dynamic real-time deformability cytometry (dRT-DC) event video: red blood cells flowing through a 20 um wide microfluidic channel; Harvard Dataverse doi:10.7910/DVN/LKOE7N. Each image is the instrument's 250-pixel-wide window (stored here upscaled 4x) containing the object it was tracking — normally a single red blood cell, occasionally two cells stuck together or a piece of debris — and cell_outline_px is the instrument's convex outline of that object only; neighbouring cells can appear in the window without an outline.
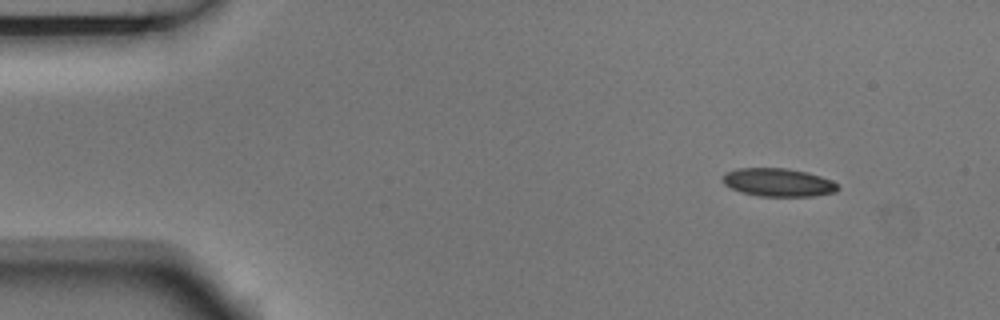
{"species": "Egyptian fruit bat (a non-hibernating species)", "species_latin": "Rousettus aegyptiacus", "temperature_condition": "room temperature", "stored_images_in_passage": 6, "camera_frame_rate_fps": 3000, "um_per_image_px": 0.085, "animal": {"sex": "male"}, "frame": {"image": 1, "passage_image": 1, "time_ms": 0.0, "image_size_px": [1000, 320], "cell_outline_px": [[840, 188], [836, 192], [812, 196], [760, 196], [740, 192], [724, 184], [724, 176], [728, 172], [740, 168], [784, 168], [808, 172], [832, 180]], "centroid_in_image_um": [66.19, 15.51], "position_along_channel_um": 18.8, "area_um2": 18.73}}
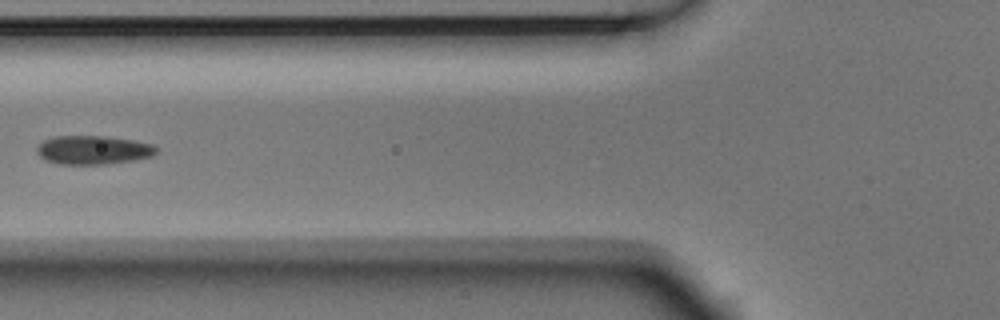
{"frame": {"image": 2, "passage_image": 5, "time_ms": 1.333, "image_size_px": [1000, 320], "cell_outline_px": [[156, 152], [152, 156], [132, 160], [108, 164], [60, 164], [44, 160], [36, 152], [36, 148], [44, 140], [56, 136], [104, 136], [132, 140], [152, 144], [156, 148]], "centroid_in_image_um": [7.89, 12.75], "position_along_channel_um": 117.9, "area_um2": 19.88}}
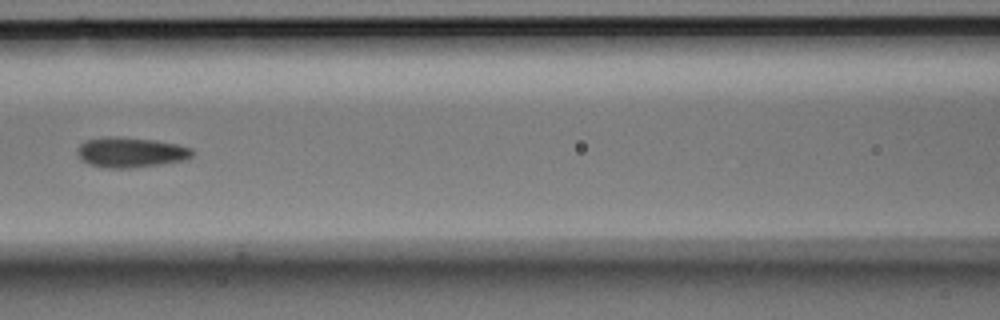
{"frame": {"image": 3, "passage_image": 6, "time_ms": 1.667, "image_size_px": [1000, 320], "cell_outline_px": [[192, 156], [188, 160], [132, 168], [104, 168], [88, 164], [80, 160], [76, 152], [80, 144], [84, 140], [104, 136], [116, 136], [156, 140], [176, 144], [192, 148]], "centroid_in_image_um": [11.07, 12.95], "position_along_channel_um": 155.5, "area_um2": 20.58}}